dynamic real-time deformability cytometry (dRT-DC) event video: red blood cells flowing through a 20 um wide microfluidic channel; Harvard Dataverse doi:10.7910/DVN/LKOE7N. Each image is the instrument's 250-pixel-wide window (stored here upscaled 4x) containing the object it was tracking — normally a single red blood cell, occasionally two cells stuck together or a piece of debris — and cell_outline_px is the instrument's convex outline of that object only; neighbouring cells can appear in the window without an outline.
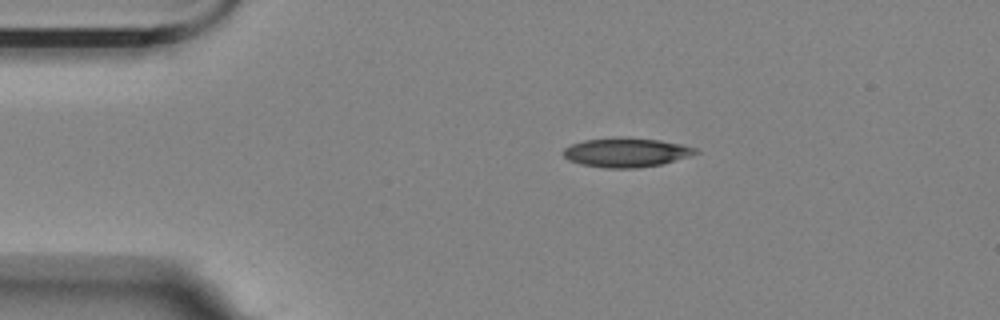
{"species": "Egyptian fruit bat (a non-hibernating species)", "species_latin": "Rousettus aegyptiacus", "temperature_condition": "room temperature", "stored_images_in_passage": 6, "camera_frame_rate_fps": 3000, "um_per_image_px": 0.085, "animal": {"sex": "female"}, "frame": {"image": 1, "passage_image": 1, "time_ms": 0.0, "image_size_px": [1000, 320], "cell_outline_px": [[700, 152], [688, 156], [660, 164], [636, 168], [604, 168], [580, 164], [568, 160], [564, 156], [564, 148], [572, 144], [584, 140], [660, 140], [680, 144], [696, 148]], "centroid_in_image_um": [53.21, 13.01], "position_along_channel_um": 31.8, "area_um2": 21.39}}
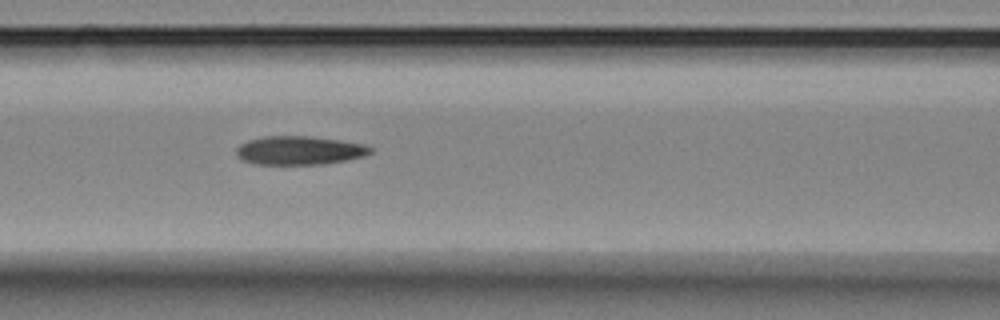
{"frame": {"image": 2, "passage_image": 5, "time_ms": 4.333, "image_size_px": [1000, 320], "cell_outline_px": [[372, 152], [364, 156], [348, 160], [324, 164], [252, 164], [240, 160], [236, 156], [236, 148], [240, 144], [248, 140], [264, 136], [312, 136], [340, 140], [364, 144], [372, 148]], "centroid_in_image_um": [25.42, 12.79], "position_along_channel_um": 141.2, "area_um2": 22.66}}
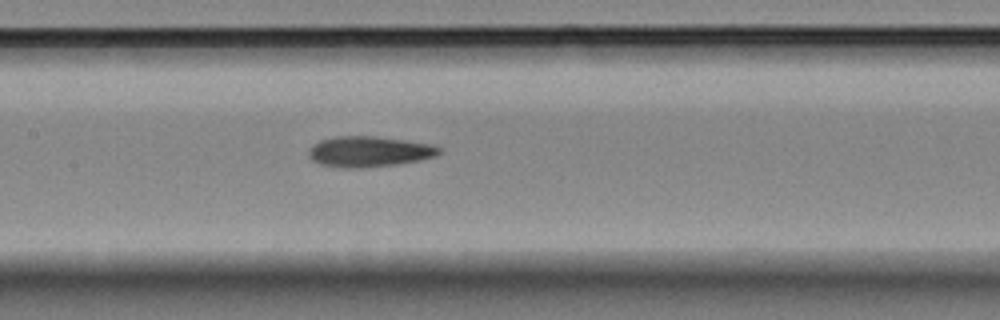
{"frame": {"image": 3, "passage_image": 6, "time_ms": 5.333, "image_size_px": [1000, 320], "cell_outline_px": [[440, 152], [436, 156], [420, 160], [396, 164], [360, 168], [344, 168], [320, 164], [312, 160], [308, 156], [308, 152], [312, 144], [320, 140], [336, 136], [376, 136], [432, 144], [440, 148]], "centroid_in_image_um": [31.34, 12.88], "position_along_channel_um": 176.1, "area_um2": 23.29}}